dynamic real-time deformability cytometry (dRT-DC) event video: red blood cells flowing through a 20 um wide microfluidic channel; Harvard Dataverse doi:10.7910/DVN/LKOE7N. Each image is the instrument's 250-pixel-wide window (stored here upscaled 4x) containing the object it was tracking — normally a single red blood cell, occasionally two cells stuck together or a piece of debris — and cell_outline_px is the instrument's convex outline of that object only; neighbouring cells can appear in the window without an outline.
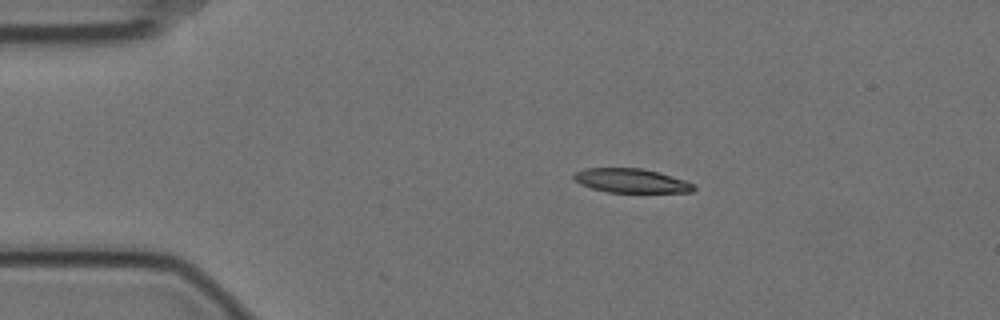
{"species": "Egyptian fruit bat (a non-hibernating species)", "species_latin": "Rousettus aegyptiacus", "temperature_condition": "cold", "stored_images_in_passage": 3, "camera_frame_rate_fps": 3000, "um_per_image_px": 0.085, "animal": {"sex": "female"}, "frame": {"image": 1, "passage_image": 1, "time_ms": 0.0, "image_size_px": [1000, 320], "cell_outline_px": [[696, 188], [692, 192], [608, 192], [592, 188], [580, 184], [572, 176], [576, 172], [584, 168], [640, 168], [660, 172], [696, 184]], "centroid_in_image_um": [53.68, 15.35], "position_along_channel_um": 31.3, "area_um2": 16.82}}